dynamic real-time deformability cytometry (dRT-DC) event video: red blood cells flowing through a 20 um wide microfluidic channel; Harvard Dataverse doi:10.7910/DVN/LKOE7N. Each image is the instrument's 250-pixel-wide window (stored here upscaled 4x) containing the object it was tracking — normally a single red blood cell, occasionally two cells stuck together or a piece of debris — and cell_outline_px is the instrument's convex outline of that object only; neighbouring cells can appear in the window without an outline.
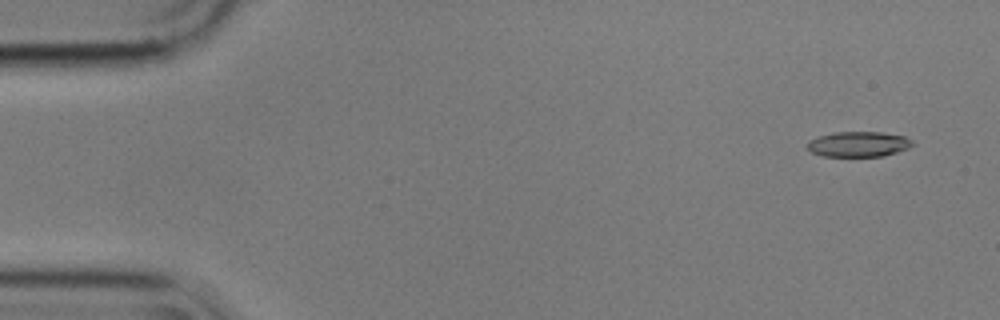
{"species": "common noctule bat (a hibernating species)", "species_latin": "Nyctalus noctula", "temperature_condition": "cold", "stored_images_in_passage": 6, "camera_frame_rate_fps": 3000, "um_per_image_px": 0.085, "animal": {"sex": "male", "body_mass_g": 17.9}, "frame": {"image": 1, "passage_image": 1, "time_ms": 0.0, "image_size_px": [1000, 320], "cell_outline_px": [[916, 144], [908, 148], [884, 156], [820, 156], [812, 152], [808, 148], [808, 140], [816, 136], [832, 132], [880, 132], [904, 136], [912, 140]], "centroid_in_image_um": [72.96, 12.25], "position_along_channel_um": 12.0, "area_um2": 15.61}}
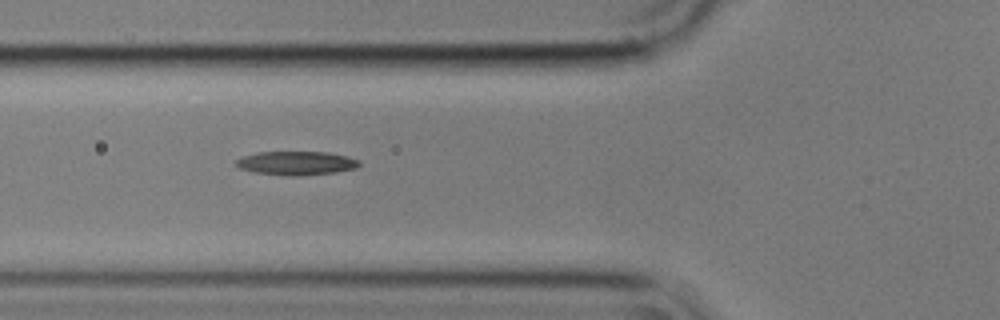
{"frame": {"image": 2, "passage_image": 5, "time_ms": 1.333, "image_size_px": [1000, 320], "cell_outline_px": [[360, 164], [356, 168], [336, 172], [296, 176], [284, 176], [252, 172], [240, 168], [236, 164], [236, 160], [244, 156], [256, 152], [328, 152], [348, 156], [360, 160]], "centroid_in_image_um": [25.2, 13.87], "position_along_channel_um": 100.6, "area_um2": 17.17}}
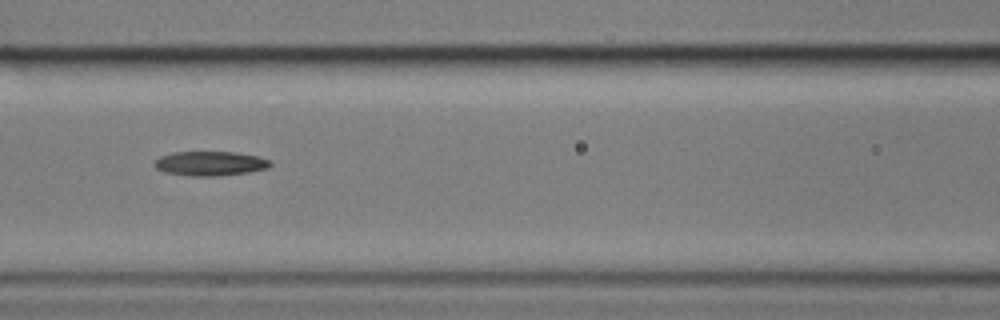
{"frame": {"image": 3, "passage_image": 6, "time_ms": 1.667, "image_size_px": [1000, 320], "cell_outline_px": [[272, 164], [268, 168], [248, 172], [220, 176], [188, 176], [164, 172], [156, 168], [152, 164], [160, 156], [172, 152], [232, 152], [256, 156], [272, 160]], "centroid_in_image_um": [17.84, 13.9], "position_along_channel_um": 148.8, "area_um2": 16.59}}